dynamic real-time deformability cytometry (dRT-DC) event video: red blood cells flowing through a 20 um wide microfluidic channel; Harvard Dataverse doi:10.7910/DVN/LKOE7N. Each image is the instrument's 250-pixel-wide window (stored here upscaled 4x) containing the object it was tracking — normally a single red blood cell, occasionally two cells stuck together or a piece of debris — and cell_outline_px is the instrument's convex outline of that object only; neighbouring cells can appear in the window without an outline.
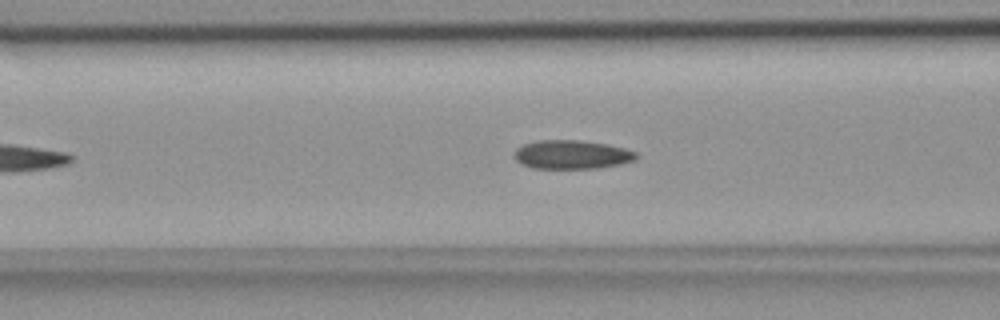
{"species": "common noctule bat (a hibernating species)", "species_latin": "Nyctalus noctula", "temperature_condition": "room temperature", "stored_images_in_passage": 36, "camera_frame_rate_fps": 3000, "um_per_image_px": 0.085, "animal": {"sex": "female", "body_mass_g": 18.4}, "frame": {"image": 1, "passage_image": 6, "time_ms": 1.667, "image_size_px": [1000, 320], "cell_outline_px": [[640, 156], [636, 160], [620, 164], [596, 168], [532, 168], [520, 164], [512, 156], [516, 148], [524, 144], [540, 140], [580, 140], [608, 144], [624, 148], [636, 152]], "centroid_in_image_um": [48.6, 13.14], "position_along_channel_um": 118.0, "area_um2": 20.63}}
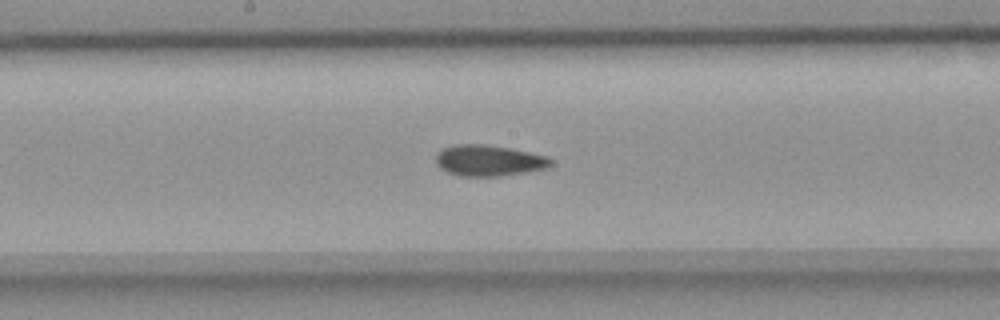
{"frame": {"image": 2, "passage_image": 13, "time_ms": 4.0, "image_size_px": [1000, 320], "cell_outline_px": [[552, 164], [548, 168], [504, 176], [460, 176], [448, 172], [440, 168], [436, 164], [436, 156], [444, 148], [452, 144], [484, 144], [508, 148], [548, 156], [552, 160]], "centroid_in_image_um": [41.56, 13.65], "position_along_channel_um": 206.6, "area_um2": 20.81}}
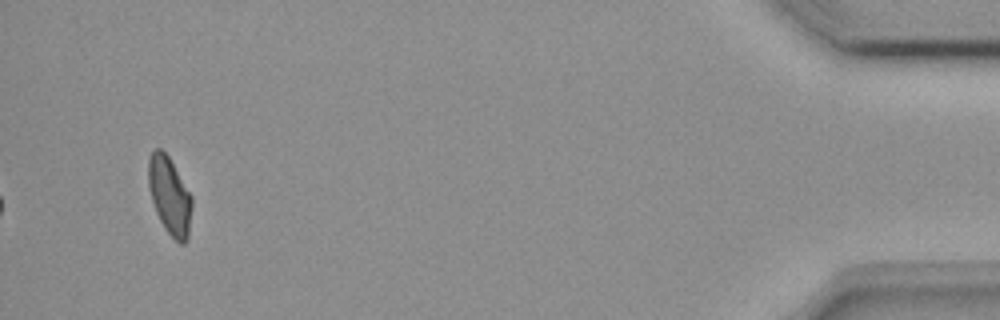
{"frame": {"image": 3, "passage_image": 36, "time_ms": 11.667, "image_size_px": [1000, 320], "cell_outline_px": [[192, 208], [188, 240], [184, 244], [180, 244], [164, 228], [156, 212], [152, 200], [148, 184], [148, 160], [152, 152], [156, 148], [160, 148], [168, 156], [192, 196]], "centroid_in_image_um": [14.43, 16.66], "position_along_channel_um": 420.8, "area_um2": 19.59}, "authors_computed_cell_mechanics": {"area_um2": 20.3745, "velocity_mm_per_s": 3.8107, "shape_relaxation_time_tau1_ms": null, "shape_relaxation_time_tau2_ms": 5.0222, "deformation_change_tau1": null, "deformation_change_tau2": 0.1036}}